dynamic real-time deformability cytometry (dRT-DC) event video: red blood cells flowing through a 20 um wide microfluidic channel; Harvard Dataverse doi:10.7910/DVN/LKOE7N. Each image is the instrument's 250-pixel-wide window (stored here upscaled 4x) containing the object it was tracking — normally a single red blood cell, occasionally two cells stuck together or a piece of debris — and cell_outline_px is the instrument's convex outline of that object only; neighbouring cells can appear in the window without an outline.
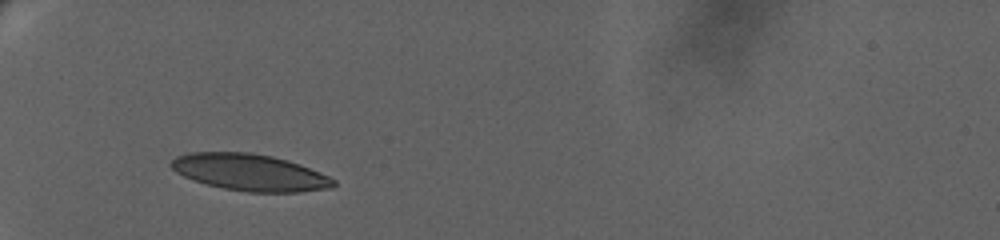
{"species": "human", "species_latin": "Homo sapiens", "temperature_condition": "warm", "stored_images_in_passage": 2, "camera_frame_rate_fps": 3000, "um_per_image_px": 0.085, "donor": {"sex": "female"}, "frame": {"image": 1, "passage_image": 1, "time_ms": 0.0, "image_size_px": [1000, 240], "cell_outline_px": [[336, 184], [332, 188], [300, 192], [248, 192], [224, 188], [192, 180], [176, 172], [168, 164], [176, 156], [188, 152], [248, 152], [272, 156], [300, 164], [328, 176], [336, 180]], "centroid_in_image_um": [21.22, 14.65], "position_along_channel_um": 63.8, "area_um2": 34.74}}